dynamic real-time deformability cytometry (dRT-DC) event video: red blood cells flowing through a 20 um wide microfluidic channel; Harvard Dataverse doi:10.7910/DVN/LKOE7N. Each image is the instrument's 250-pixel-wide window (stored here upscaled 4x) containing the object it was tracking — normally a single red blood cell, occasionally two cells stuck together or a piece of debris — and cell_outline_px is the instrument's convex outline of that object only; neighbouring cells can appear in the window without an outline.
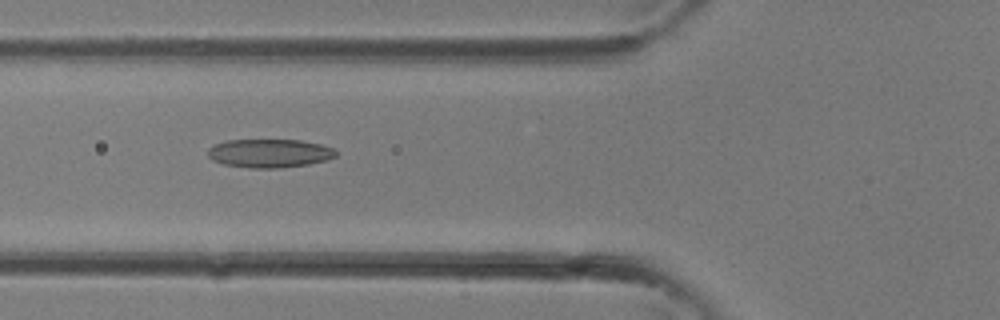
{"species": "common noctule bat (a hibernating species)", "species_latin": "Nyctalus noctula", "temperature_condition": "room temperature", "stored_images_in_passage": 21, "camera_frame_rate_fps": 3000, "um_per_image_px": 0.085, "animal": {"sex": "female"}, "frame": {"image": 1, "passage_image": 4, "time_ms": 1.0, "image_size_px": [1000, 320], "cell_outline_px": [[336, 156], [328, 160], [308, 164], [280, 168], [248, 168], [224, 164], [212, 160], [208, 156], [208, 148], [216, 144], [228, 140], [300, 140], [320, 144], [332, 148], [336, 152]], "centroid_in_image_um": [22.9, 13.03], "position_along_channel_um": 102.9, "area_um2": 21.27}}
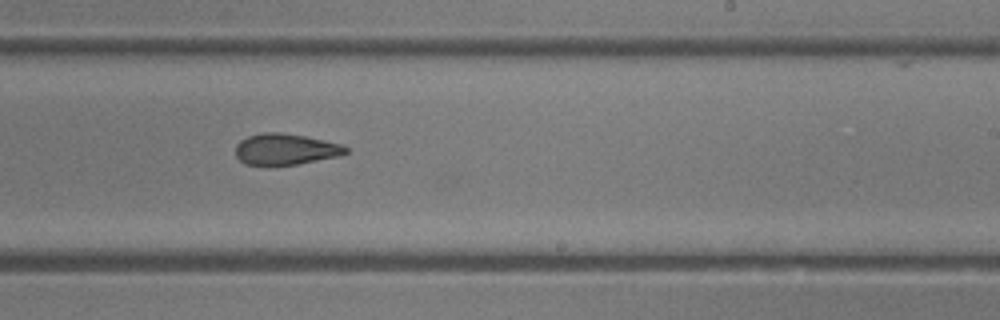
{"frame": {"image": 2, "passage_image": 12, "time_ms": 3.667, "image_size_px": [1000, 320], "cell_outline_px": [[348, 152], [336, 156], [296, 164], [244, 164], [236, 156], [236, 144], [240, 140], [248, 136], [264, 132], [280, 132], [304, 136], [340, 144], [348, 148]], "centroid_in_image_um": [24.22, 12.67], "position_along_channel_um": 264.8, "area_um2": 19.54}}
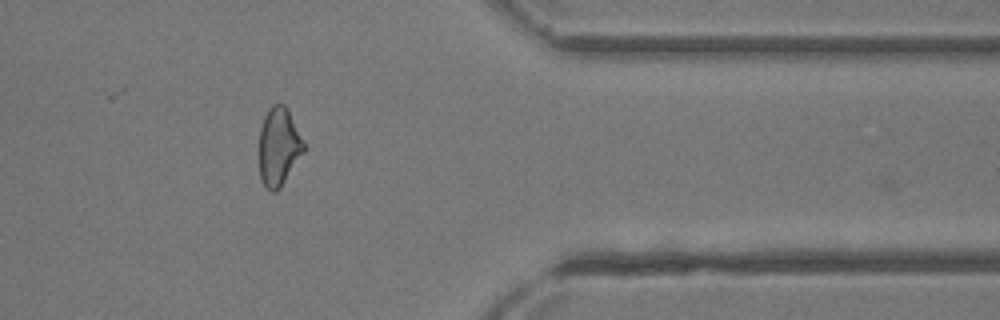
{"frame": {"image": 3, "passage_image": 19, "time_ms": 6.0, "image_size_px": [1000, 320], "cell_outline_px": [[304, 152], [280, 188], [276, 192], [272, 192], [260, 180], [260, 128], [264, 116], [268, 108], [272, 104], [284, 104], [288, 108], [304, 144]], "centroid_in_image_um": [23.69, 12.45], "position_along_channel_um": 387.7, "area_um2": 20.17}}